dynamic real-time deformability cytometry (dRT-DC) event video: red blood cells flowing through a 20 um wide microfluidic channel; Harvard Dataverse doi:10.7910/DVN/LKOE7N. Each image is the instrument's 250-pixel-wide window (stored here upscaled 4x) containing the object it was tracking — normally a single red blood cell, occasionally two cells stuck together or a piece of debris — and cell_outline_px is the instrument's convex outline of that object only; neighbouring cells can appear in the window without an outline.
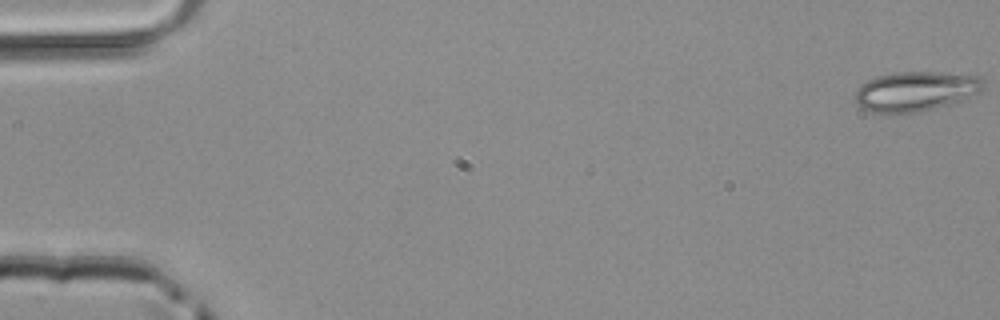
{"species": "common noctule bat (a hibernating species)", "species_latin": "Nyctalus noctula", "temperature_condition": "room temperature", "stored_images_in_passage": 50, "camera_frame_rate_fps": 3000, "um_per_image_px": 0.085, "animal": {"sex": "male", "body_mass_g": 20.4}, "frame": {"image": 1, "passage_image": 1, "time_ms": 0.0, "image_size_px": [1000, 320], "cell_outline_px": [[984, 88], [980, 92], [960, 100], [948, 104], [920, 112], [868, 112], [860, 108], [856, 104], [856, 88], [860, 84], [876, 76], [896, 72], [940, 72], [980, 76], [984, 80]], "centroid_in_image_um": [77.81, 7.74], "position_along_channel_um": 7.2, "area_um2": 29.71}}
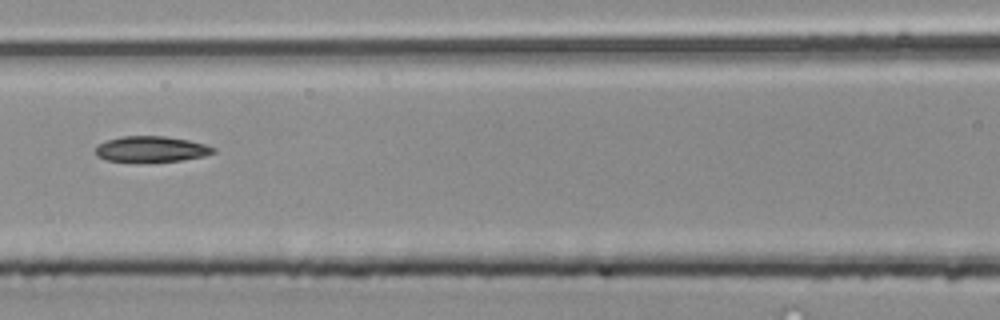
{"frame": {"image": 2, "passage_image": 23, "time_ms": 7.333, "image_size_px": [1000, 320], "cell_outline_px": [[216, 152], [204, 156], [180, 160], [136, 164], [108, 160], [96, 156], [96, 148], [100, 144], [108, 140], [120, 136], [164, 136], [188, 140], [204, 144], [216, 148]], "centroid_in_image_um": [12.84, 12.7], "position_along_channel_um": 153.8, "area_um2": 18.09}}
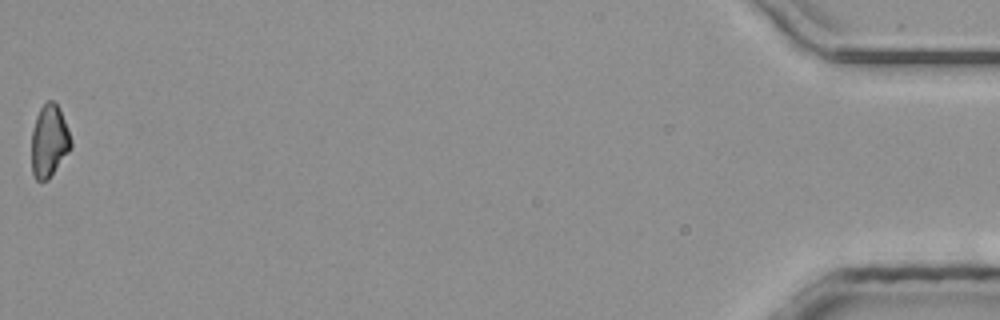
{"frame": {"image": 3, "passage_image": 50, "time_ms": 16.333, "image_size_px": [1000, 320], "cell_outline_px": [[72, 148], [48, 180], [36, 180], [32, 172], [32, 128], [36, 116], [40, 108], [48, 100], [56, 100], [60, 108], [72, 140]], "centroid_in_image_um": [4.19, 11.96], "position_along_channel_um": 431.0, "area_um2": 16.82}}